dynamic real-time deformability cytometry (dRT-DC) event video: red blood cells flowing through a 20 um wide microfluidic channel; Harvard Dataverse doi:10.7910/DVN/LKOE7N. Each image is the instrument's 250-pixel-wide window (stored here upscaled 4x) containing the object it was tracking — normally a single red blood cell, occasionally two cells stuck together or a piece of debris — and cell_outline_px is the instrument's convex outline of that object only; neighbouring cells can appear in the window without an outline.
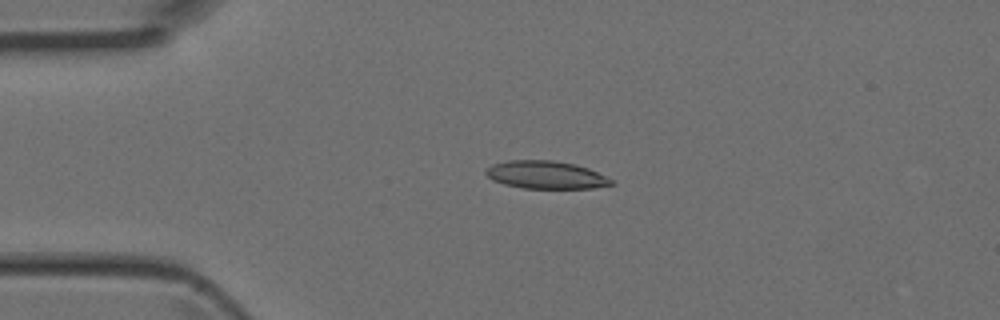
{"species": "Egyptian fruit bat (a non-hibernating species)", "species_latin": "Rousettus aegyptiacus", "temperature_condition": "room temperature", "stored_images_in_passage": 4, "camera_frame_rate_fps": 3000, "um_per_image_px": 0.085, "animal": {"sex": "female"}, "frame": {"image": 1, "passage_image": 3, "time_ms": 0.667, "image_size_px": [1000, 320], "cell_outline_px": [[616, 184], [592, 188], [524, 188], [504, 184], [492, 180], [484, 172], [492, 164], [508, 160], [552, 160], [576, 164], [588, 168], [612, 180]], "centroid_in_image_um": [46.39, 14.86], "position_along_channel_um": 38.6, "area_um2": 20.23}}